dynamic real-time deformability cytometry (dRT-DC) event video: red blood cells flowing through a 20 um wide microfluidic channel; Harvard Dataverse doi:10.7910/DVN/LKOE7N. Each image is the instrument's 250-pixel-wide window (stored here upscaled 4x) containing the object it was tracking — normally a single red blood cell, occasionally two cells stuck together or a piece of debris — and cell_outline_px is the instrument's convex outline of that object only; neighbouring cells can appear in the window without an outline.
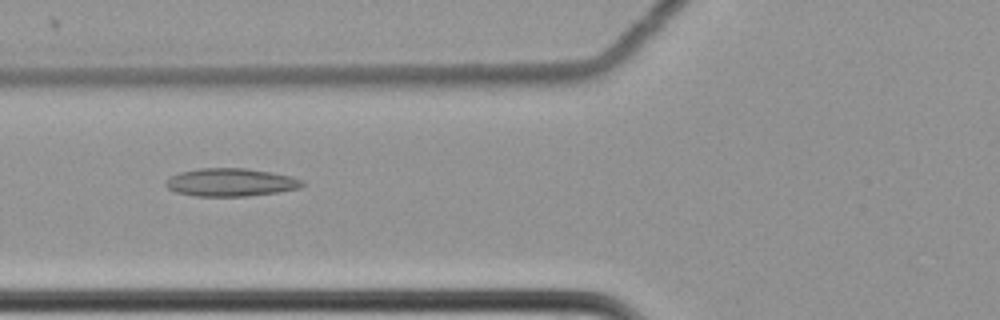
{"species": "common noctule bat (a hibernating species)", "species_latin": "Nyctalus noctula", "temperature_condition": "cold", "stored_images_in_passage": 61, "camera_frame_rate_fps": 3000, "um_per_image_px": 0.085, "animal": {"sex": "female", "body_mass_g": 22.7, "forearm_length_mm": 54.2}, "frame": {"image": 1, "passage_image": 25, "time_ms": 8.0, "image_size_px": [1000, 320], "cell_outline_px": [[304, 184], [300, 188], [280, 192], [248, 196], [196, 196], [176, 192], [168, 188], [164, 184], [172, 176], [180, 172], [200, 168], [248, 168], [272, 172], [292, 176], [304, 180]], "centroid_in_image_um": [19.67, 15.49], "position_along_channel_um": 106.1, "area_um2": 22.37}}
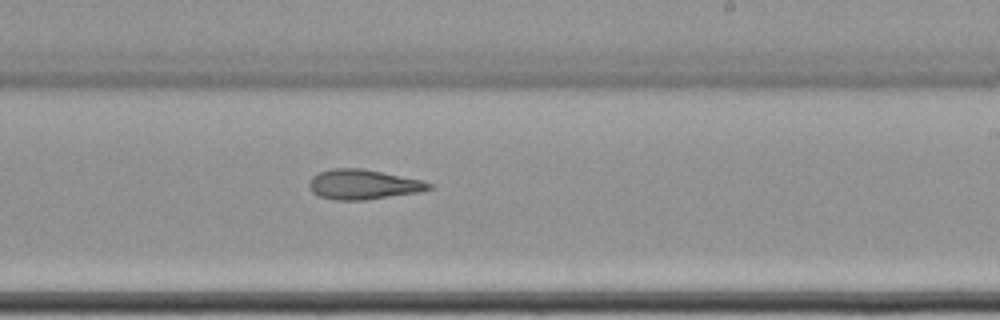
{"frame": {"image": 2, "passage_image": 38, "time_ms": 12.333, "image_size_px": [1000, 320], "cell_outline_px": [[432, 188], [420, 192], [364, 200], [336, 200], [320, 196], [312, 192], [308, 188], [308, 184], [312, 176], [320, 172], [332, 168], [364, 168], [420, 180], [432, 184]], "centroid_in_image_um": [30.84, 15.67], "position_along_channel_um": 258.2, "area_um2": 20.81}}
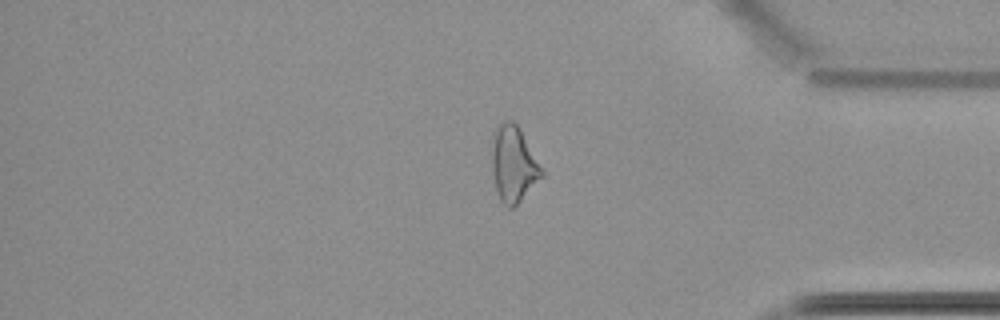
{"frame": {"image": 3, "passage_image": 51, "time_ms": 16.667, "image_size_px": [1000, 320], "cell_outline_px": [[544, 176], [512, 208], [508, 208], [500, 200], [496, 192], [492, 168], [492, 132], [504, 120], [512, 120], [520, 128], [544, 172]], "centroid_in_image_um": [43.63, 13.93], "position_along_channel_um": 391.6, "area_um2": 22.02}, "authors_computed_cell_mechanics": {"area_um2": 23.6402, "velocity_mm_per_s": 3.5071, "shape_relaxation_time_tau1_ms": 10.7768, "shape_relaxation_time_tau2_ms": null, "deformation_change_tau1": 0.1745, "deformation_change_tau2": null}}